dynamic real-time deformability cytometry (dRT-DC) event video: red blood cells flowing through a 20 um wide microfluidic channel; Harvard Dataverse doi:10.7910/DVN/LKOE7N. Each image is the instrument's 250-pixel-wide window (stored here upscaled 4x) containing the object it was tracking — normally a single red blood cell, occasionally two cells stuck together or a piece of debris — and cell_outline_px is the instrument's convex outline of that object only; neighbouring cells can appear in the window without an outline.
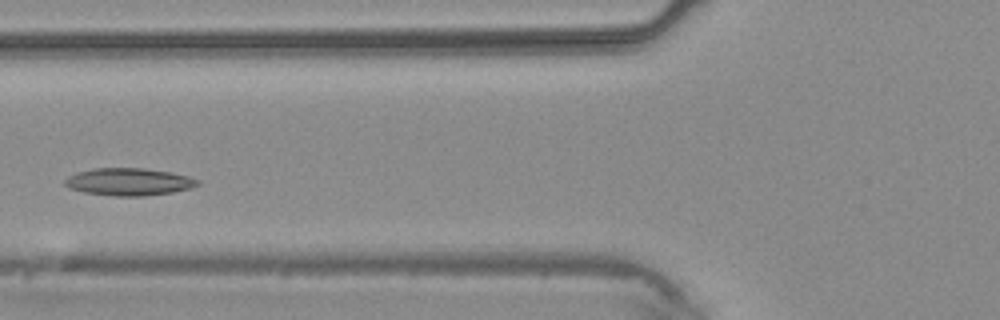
{"species": "common noctule bat (a hibernating species)", "species_latin": "Nyctalus noctula", "temperature_condition": "warm", "stored_images_in_passage": 2, "camera_frame_rate_fps": 3000, "um_per_image_px": 0.085, "animal": {"sex": "male", "body_mass_g": 20.4}, "frame": {"image": 1, "passage_image": 2, "time_ms": 1.0, "image_size_px": [1000, 320], "cell_outline_px": [[200, 184], [192, 188], [172, 192], [144, 196], [112, 196], [84, 192], [72, 188], [64, 184], [64, 180], [68, 176], [76, 172], [96, 168], [144, 168], [172, 172], [188, 176], [200, 180]], "centroid_in_image_um": [10.99, 15.45], "position_along_channel_um": 114.8, "area_um2": 21.27}}